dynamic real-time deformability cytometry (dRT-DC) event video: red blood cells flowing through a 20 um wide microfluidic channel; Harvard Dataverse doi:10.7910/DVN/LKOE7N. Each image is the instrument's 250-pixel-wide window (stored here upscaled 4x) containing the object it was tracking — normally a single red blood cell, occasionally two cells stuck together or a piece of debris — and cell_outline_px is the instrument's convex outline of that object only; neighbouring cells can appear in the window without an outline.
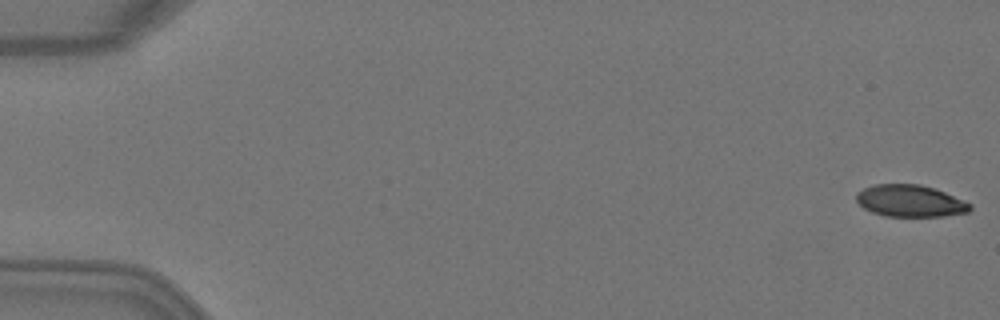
{"species": "Egyptian fruit bat (a non-hibernating species)", "species_latin": "Rousettus aegyptiacus", "temperature_condition": "warm", "stored_images_in_passage": 4, "camera_frame_rate_fps": 3000, "um_per_image_px": 0.085, "animal": {"sex": "female"}, "frame": {"image": 1, "passage_image": 1, "time_ms": 0.0, "image_size_px": [1000, 320], "cell_outline_px": [[972, 208], [968, 212], [944, 216], [884, 216], [872, 212], [864, 208], [856, 200], [856, 192], [864, 188], [876, 184], [920, 184], [936, 188], [964, 200], [972, 204]], "centroid_in_image_um": [77.38, 17.07], "position_along_channel_um": 7.6, "area_um2": 21.27}}